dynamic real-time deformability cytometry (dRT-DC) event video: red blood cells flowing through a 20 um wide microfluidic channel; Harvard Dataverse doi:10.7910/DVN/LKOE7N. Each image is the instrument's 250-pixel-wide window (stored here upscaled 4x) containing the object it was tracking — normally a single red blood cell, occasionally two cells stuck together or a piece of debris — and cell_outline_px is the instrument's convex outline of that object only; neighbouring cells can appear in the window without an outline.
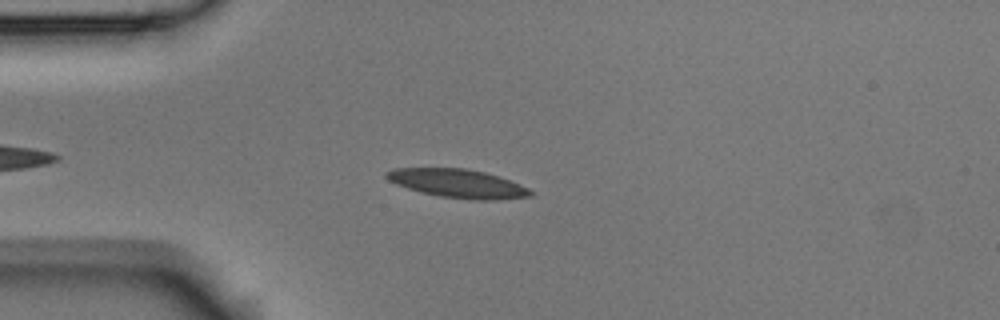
{"species": "Egyptian fruit bat (a non-hibernating species)", "species_latin": "Rousettus aegyptiacus", "temperature_condition": "room temperature", "stored_images_in_passage": 44, "camera_frame_rate_fps": 3000, "um_per_image_px": 0.085, "animal": {"sex": "male"}, "frame": {"image": 1, "passage_image": 8, "time_ms": 2.333, "image_size_px": [1000, 320], "cell_outline_px": [[536, 192], [532, 196], [496, 200], [472, 200], [440, 196], [420, 192], [396, 184], [388, 180], [384, 176], [384, 172], [396, 168], [464, 168], [484, 172], [500, 176], [528, 188]], "centroid_in_image_um": [38.93, 15.6], "position_along_channel_um": 46.1, "area_um2": 24.1}}
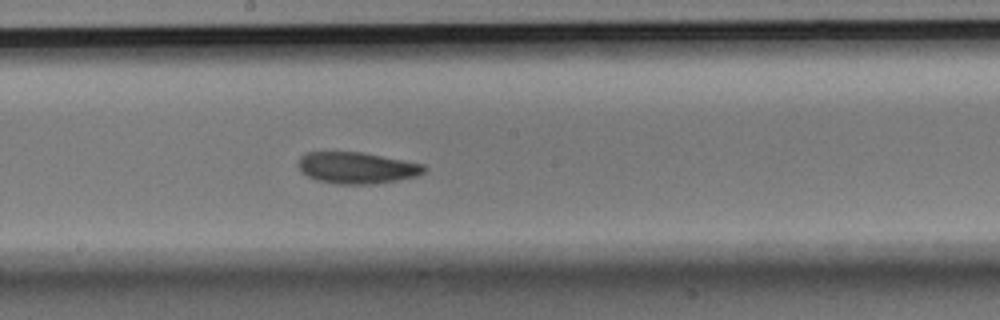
{"frame": {"image": 2, "passage_image": 23, "time_ms": 7.333, "image_size_px": [1000, 320], "cell_outline_px": [[428, 168], [424, 172], [416, 176], [396, 180], [372, 184], [336, 184], [316, 180], [300, 172], [296, 164], [300, 156], [308, 152], [364, 152], [424, 164]], "centroid_in_image_um": [30.3, 14.26], "position_along_channel_um": 217.9, "area_um2": 23.29}}
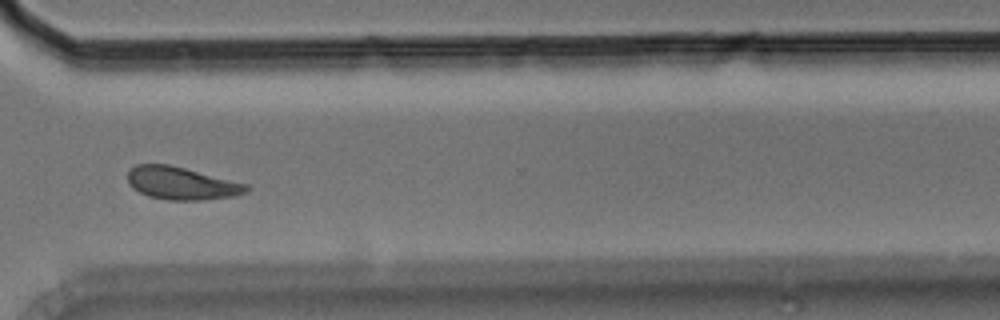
{"frame": {"image": 3, "passage_image": 34, "time_ms": 11.0, "image_size_px": [1000, 320], "cell_outline_px": [[252, 188], [248, 192], [236, 196], [204, 200], [168, 200], [148, 196], [132, 188], [128, 184], [128, 172], [136, 164], [168, 164], [248, 184]], "centroid_in_image_um": [15.46, 15.59], "position_along_channel_um": 355.1, "area_um2": 22.72}, "authors_computed_cell_mechanics": {"area_um2": 23.1489, "velocity_mm_per_s": 3.7475, "shape_relaxation_time_tau1_ms": 3.615, "shape_relaxation_time_tau2_ms": 5.1095, "deformation_change_tau1": 0.1018, "deformation_change_tau2": 0.1067}}